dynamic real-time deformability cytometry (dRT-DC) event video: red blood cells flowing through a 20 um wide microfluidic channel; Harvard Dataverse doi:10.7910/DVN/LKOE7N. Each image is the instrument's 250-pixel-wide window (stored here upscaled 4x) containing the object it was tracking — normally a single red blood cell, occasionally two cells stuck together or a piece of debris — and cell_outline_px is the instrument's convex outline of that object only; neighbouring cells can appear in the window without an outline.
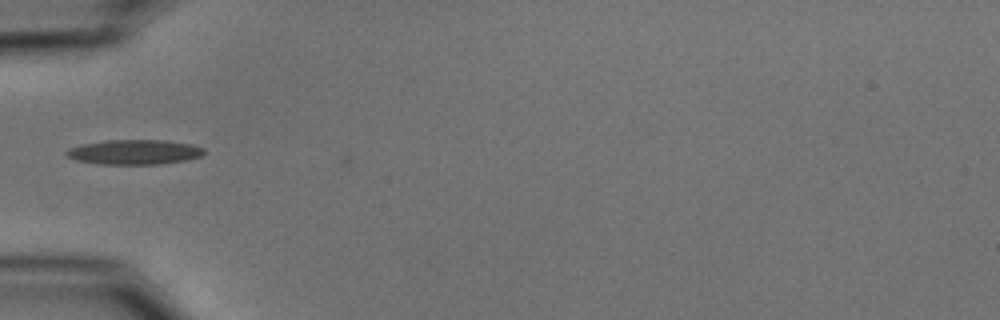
{"species": "common noctule bat (a hibernating species)", "species_latin": "Nyctalus noctula", "temperature_condition": "cold", "stored_images_in_passage": 31, "camera_frame_rate_fps": 3000, "um_per_image_px": 0.085, "animal": {"sex": "male", "body_mass_g": 15.6}, "frame": {"image": 1, "passage_image": 6, "time_ms": 1.667, "image_size_px": [1000, 320], "cell_outline_px": [[204, 152], [200, 156], [188, 160], [164, 164], [100, 164], [76, 160], [68, 156], [64, 152], [68, 148], [80, 144], [108, 140], [164, 140], [192, 144], [204, 148]], "centroid_in_image_um": [11.42, 12.92], "position_along_channel_um": 73.6, "area_um2": 20.0}}
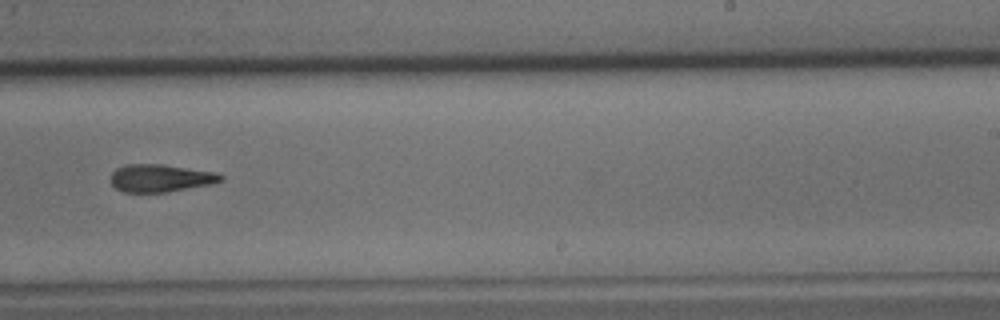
{"frame": {"image": 2, "passage_image": 22, "time_ms": 7.0, "image_size_px": [1000, 320], "cell_outline_px": [[224, 180], [208, 184], [168, 192], [124, 192], [116, 188], [108, 180], [112, 172], [116, 168], [124, 164], [164, 164], [216, 172], [224, 176]], "centroid_in_image_um": [13.6, 15.12], "position_along_channel_um": 275.4, "area_um2": 17.86}}
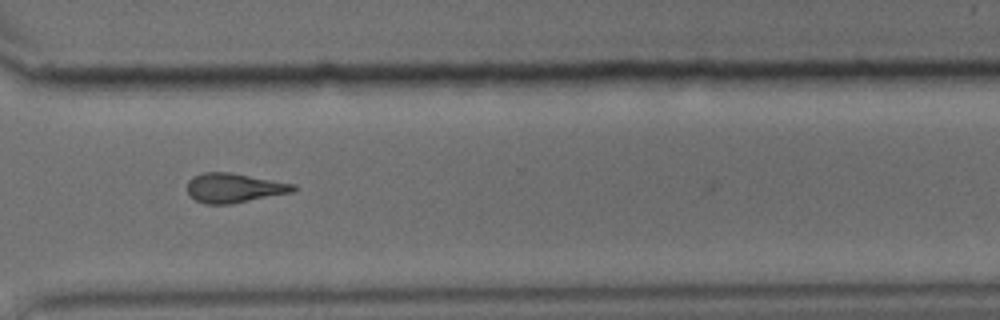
{"frame": {"image": 3, "passage_image": 28, "time_ms": 9.0, "image_size_px": [1000, 320], "cell_outline_px": [[296, 188], [292, 192], [232, 204], [204, 204], [196, 200], [188, 192], [188, 180], [192, 176], [204, 172], [228, 172], [296, 184]], "centroid_in_image_um": [19.88, 15.97], "position_along_channel_um": 350.7, "area_um2": 18.09}}